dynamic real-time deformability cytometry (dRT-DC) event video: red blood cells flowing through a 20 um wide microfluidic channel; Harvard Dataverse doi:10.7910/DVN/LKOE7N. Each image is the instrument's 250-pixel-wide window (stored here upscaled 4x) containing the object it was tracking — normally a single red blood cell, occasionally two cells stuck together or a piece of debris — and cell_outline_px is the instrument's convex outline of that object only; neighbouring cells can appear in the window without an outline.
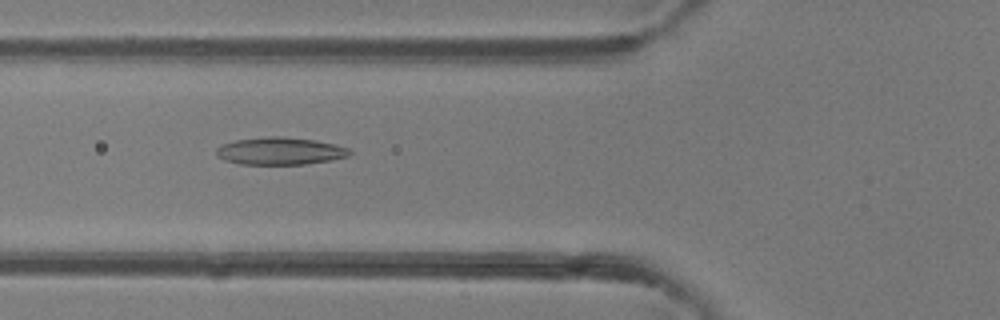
{"species": "common noctule bat (a hibernating species)", "species_latin": "Nyctalus noctula", "temperature_condition": "room temperature", "stored_images_in_passage": 28, "camera_frame_rate_fps": 3000, "um_per_image_px": 0.085, "animal": {"sex": "female"}, "frame": {"image": 1, "passage_image": 3, "time_ms": 0.667, "image_size_px": [1000, 320], "cell_outline_px": [[352, 152], [348, 156], [332, 160], [304, 164], [240, 164], [224, 160], [216, 156], [216, 148], [220, 144], [236, 140], [268, 136], [280, 136], [316, 140], [336, 144], [348, 148]], "centroid_in_image_um": [23.79, 12.83], "position_along_channel_um": 102.0, "area_um2": 21.44}}
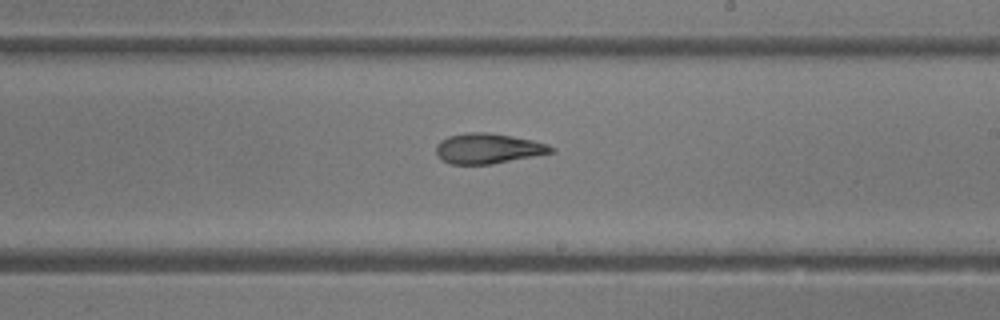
{"frame": {"image": 2, "passage_image": 13, "time_ms": 4.0, "image_size_px": [1000, 320], "cell_outline_px": [[556, 152], [492, 164], [452, 164], [444, 160], [436, 152], [436, 144], [440, 140], [448, 136], [464, 132], [488, 132], [512, 136], [532, 140], [548, 144], [556, 148]], "centroid_in_image_um": [41.52, 12.61], "position_along_channel_um": 247.5, "area_um2": 20.35}}
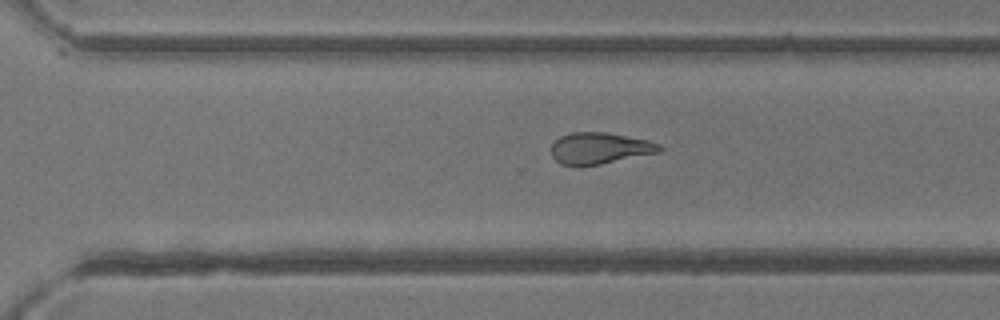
{"frame": {"image": 3, "passage_image": 18, "time_ms": 5.667, "image_size_px": [1000, 320], "cell_outline_px": [[664, 152], [580, 168], [576, 168], [560, 164], [552, 156], [552, 144], [560, 136], [572, 132], [604, 132], [648, 140], [660, 144], [664, 148]], "centroid_in_image_um": [51.0, 12.64], "position_along_channel_um": 319.6, "area_um2": 20.4}, "authors_computed_cell_mechanics": {"area_um2": 20.9236, "velocity_mm_per_s": 4.3487, "shape_relaxation_time_tau1_ms": null, "shape_relaxation_time_tau2_ms": 2.3342, "deformation_change_tau1": null, "deformation_change_tau2": 0.1035}}